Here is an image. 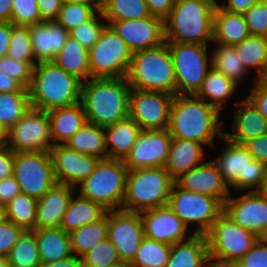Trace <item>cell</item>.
I'll return each mask as SVG.
<instances>
[{
  "label": "cell",
  "mask_w": 267,
  "mask_h": 267,
  "mask_svg": "<svg viewBox=\"0 0 267 267\" xmlns=\"http://www.w3.org/2000/svg\"><path fill=\"white\" fill-rule=\"evenodd\" d=\"M221 113L195 95H174L168 131L173 138L193 140L215 150V138L225 131Z\"/></svg>",
  "instance_id": "cell-1"
},
{
  "label": "cell",
  "mask_w": 267,
  "mask_h": 267,
  "mask_svg": "<svg viewBox=\"0 0 267 267\" xmlns=\"http://www.w3.org/2000/svg\"><path fill=\"white\" fill-rule=\"evenodd\" d=\"M131 87L126 77L89 78L81 84L80 102L86 121L100 127L128 116Z\"/></svg>",
  "instance_id": "cell-2"
},
{
  "label": "cell",
  "mask_w": 267,
  "mask_h": 267,
  "mask_svg": "<svg viewBox=\"0 0 267 267\" xmlns=\"http://www.w3.org/2000/svg\"><path fill=\"white\" fill-rule=\"evenodd\" d=\"M217 0H175L164 20L166 42L209 45L213 40V14Z\"/></svg>",
  "instance_id": "cell-3"
},
{
  "label": "cell",
  "mask_w": 267,
  "mask_h": 267,
  "mask_svg": "<svg viewBox=\"0 0 267 267\" xmlns=\"http://www.w3.org/2000/svg\"><path fill=\"white\" fill-rule=\"evenodd\" d=\"M82 81L53 61L34 66L28 88L31 107L48 112L80 102Z\"/></svg>",
  "instance_id": "cell-4"
},
{
  "label": "cell",
  "mask_w": 267,
  "mask_h": 267,
  "mask_svg": "<svg viewBox=\"0 0 267 267\" xmlns=\"http://www.w3.org/2000/svg\"><path fill=\"white\" fill-rule=\"evenodd\" d=\"M126 78L132 89L176 95L174 65L166 41L132 53Z\"/></svg>",
  "instance_id": "cell-5"
},
{
  "label": "cell",
  "mask_w": 267,
  "mask_h": 267,
  "mask_svg": "<svg viewBox=\"0 0 267 267\" xmlns=\"http://www.w3.org/2000/svg\"><path fill=\"white\" fill-rule=\"evenodd\" d=\"M174 183L164 167L128 170L121 210L141 213L167 205Z\"/></svg>",
  "instance_id": "cell-6"
},
{
  "label": "cell",
  "mask_w": 267,
  "mask_h": 267,
  "mask_svg": "<svg viewBox=\"0 0 267 267\" xmlns=\"http://www.w3.org/2000/svg\"><path fill=\"white\" fill-rule=\"evenodd\" d=\"M225 144L219 156L213 159L217 165L223 181L229 189L237 191H263L266 185L267 165L253 159L248 149L241 144L220 138Z\"/></svg>",
  "instance_id": "cell-7"
},
{
  "label": "cell",
  "mask_w": 267,
  "mask_h": 267,
  "mask_svg": "<svg viewBox=\"0 0 267 267\" xmlns=\"http://www.w3.org/2000/svg\"><path fill=\"white\" fill-rule=\"evenodd\" d=\"M127 173L123 160L102 159L94 172L75 187V191L107 211L120 210L125 197Z\"/></svg>",
  "instance_id": "cell-8"
},
{
  "label": "cell",
  "mask_w": 267,
  "mask_h": 267,
  "mask_svg": "<svg viewBox=\"0 0 267 267\" xmlns=\"http://www.w3.org/2000/svg\"><path fill=\"white\" fill-rule=\"evenodd\" d=\"M212 267H232L259 239L222 213L205 234Z\"/></svg>",
  "instance_id": "cell-9"
},
{
  "label": "cell",
  "mask_w": 267,
  "mask_h": 267,
  "mask_svg": "<svg viewBox=\"0 0 267 267\" xmlns=\"http://www.w3.org/2000/svg\"><path fill=\"white\" fill-rule=\"evenodd\" d=\"M166 43L174 65L176 95H195L212 67L209 45Z\"/></svg>",
  "instance_id": "cell-10"
},
{
  "label": "cell",
  "mask_w": 267,
  "mask_h": 267,
  "mask_svg": "<svg viewBox=\"0 0 267 267\" xmlns=\"http://www.w3.org/2000/svg\"><path fill=\"white\" fill-rule=\"evenodd\" d=\"M132 52L126 42L109 26L89 49L90 78L126 77Z\"/></svg>",
  "instance_id": "cell-11"
},
{
  "label": "cell",
  "mask_w": 267,
  "mask_h": 267,
  "mask_svg": "<svg viewBox=\"0 0 267 267\" xmlns=\"http://www.w3.org/2000/svg\"><path fill=\"white\" fill-rule=\"evenodd\" d=\"M167 205L188 228L195 225L193 234L205 235L223 213V204L217 198L186 191L175 183Z\"/></svg>",
  "instance_id": "cell-12"
},
{
  "label": "cell",
  "mask_w": 267,
  "mask_h": 267,
  "mask_svg": "<svg viewBox=\"0 0 267 267\" xmlns=\"http://www.w3.org/2000/svg\"><path fill=\"white\" fill-rule=\"evenodd\" d=\"M13 176L20 192L36 200L57 182L50 152H14Z\"/></svg>",
  "instance_id": "cell-13"
},
{
  "label": "cell",
  "mask_w": 267,
  "mask_h": 267,
  "mask_svg": "<svg viewBox=\"0 0 267 267\" xmlns=\"http://www.w3.org/2000/svg\"><path fill=\"white\" fill-rule=\"evenodd\" d=\"M6 145L13 152H50L53 141L47 112L30 107L6 132Z\"/></svg>",
  "instance_id": "cell-14"
},
{
  "label": "cell",
  "mask_w": 267,
  "mask_h": 267,
  "mask_svg": "<svg viewBox=\"0 0 267 267\" xmlns=\"http://www.w3.org/2000/svg\"><path fill=\"white\" fill-rule=\"evenodd\" d=\"M173 97L169 93L131 88L128 116L138 123L141 130L168 129Z\"/></svg>",
  "instance_id": "cell-15"
},
{
  "label": "cell",
  "mask_w": 267,
  "mask_h": 267,
  "mask_svg": "<svg viewBox=\"0 0 267 267\" xmlns=\"http://www.w3.org/2000/svg\"><path fill=\"white\" fill-rule=\"evenodd\" d=\"M144 236L140 213L121 209L108 211L107 237L116 247L122 263L132 262Z\"/></svg>",
  "instance_id": "cell-16"
},
{
  "label": "cell",
  "mask_w": 267,
  "mask_h": 267,
  "mask_svg": "<svg viewBox=\"0 0 267 267\" xmlns=\"http://www.w3.org/2000/svg\"><path fill=\"white\" fill-rule=\"evenodd\" d=\"M241 196H230L223 204V213L237 225L259 237L267 228V194L249 191Z\"/></svg>",
  "instance_id": "cell-17"
},
{
  "label": "cell",
  "mask_w": 267,
  "mask_h": 267,
  "mask_svg": "<svg viewBox=\"0 0 267 267\" xmlns=\"http://www.w3.org/2000/svg\"><path fill=\"white\" fill-rule=\"evenodd\" d=\"M172 136L168 129L141 130L135 144L123 160L128 170L164 167Z\"/></svg>",
  "instance_id": "cell-18"
},
{
  "label": "cell",
  "mask_w": 267,
  "mask_h": 267,
  "mask_svg": "<svg viewBox=\"0 0 267 267\" xmlns=\"http://www.w3.org/2000/svg\"><path fill=\"white\" fill-rule=\"evenodd\" d=\"M106 23L126 42L132 53L154 48L165 42L164 21L155 16Z\"/></svg>",
  "instance_id": "cell-19"
},
{
  "label": "cell",
  "mask_w": 267,
  "mask_h": 267,
  "mask_svg": "<svg viewBox=\"0 0 267 267\" xmlns=\"http://www.w3.org/2000/svg\"><path fill=\"white\" fill-rule=\"evenodd\" d=\"M50 154L56 181L74 188L94 172L101 160L94 156L78 153L64 144L53 145Z\"/></svg>",
  "instance_id": "cell-20"
},
{
  "label": "cell",
  "mask_w": 267,
  "mask_h": 267,
  "mask_svg": "<svg viewBox=\"0 0 267 267\" xmlns=\"http://www.w3.org/2000/svg\"><path fill=\"white\" fill-rule=\"evenodd\" d=\"M140 216L144 235L157 242L173 245L192 236L188 234V231L191 233V228H188L168 205L143 211Z\"/></svg>",
  "instance_id": "cell-21"
},
{
  "label": "cell",
  "mask_w": 267,
  "mask_h": 267,
  "mask_svg": "<svg viewBox=\"0 0 267 267\" xmlns=\"http://www.w3.org/2000/svg\"><path fill=\"white\" fill-rule=\"evenodd\" d=\"M174 182L186 191L217 198L222 204L230 196L231 190L223 181L222 175L212 159L181 174Z\"/></svg>",
  "instance_id": "cell-22"
},
{
  "label": "cell",
  "mask_w": 267,
  "mask_h": 267,
  "mask_svg": "<svg viewBox=\"0 0 267 267\" xmlns=\"http://www.w3.org/2000/svg\"><path fill=\"white\" fill-rule=\"evenodd\" d=\"M235 104L232 131L223 132L224 137L233 143L244 145L249 140L267 134V119L247 97Z\"/></svg>",
  "instance_id": "cell-23"
},
{
  "label": "cell",
  "mask_w": 267,
  "mask_h": 267,
  "mask_svg": "<svg viewBox=\"0 0 267 267\" xmlns=\"http://www.w3.org/2000/svg\"><path fill=\"white\" fill-rule=\"evenodd\" d=\"M28 27L37 63L53 61L69 37V31L56 21H43Z\"/></svg>",
  "instance_id": "cell-24"
},
{
  "label": "cell",
  "mask_w": 267,
  "mask_h": 267,
  "mask_svg": "<svg viewBox=\"0 0 267 267\" xmlns=\"http://www.w3.org/2000/svg\"><path fill=\"white\" fill-rule=\"evenodd\" d=\"M75 188L56 182L39 200L36 207L35 228L60 227Z\"/></svg>",
  "instance_id": "cell-25"
},
{
  "label": "cell",
  "mask_w": 267,
  "mask_h": 267,
  "mask_svg": "<svg viewBox=\"0 0 267 267\" xmlns=\"http://www.w3.org/2000/svg\"><path fill=\"white\" fill-rule=\"evenodd\" d=\"M204 147L203 144L193 140L172 137L164 168L175 180L181 174L206 161L207 157Z\"/></svg>",
  "instance_id": "cell-26"
},
{
  "label": "cell",
  "mask_w": 267,
  "mask_h": 267,
  "mask_svg": "<svg viewBox=\"0 0 267 267\" xmlns=\"http://www.w3.org/2000/svg\"><path fill=\"white\" fill-rule=\"evenodd\" d=\"M165 267H212L206 236L192 233L188 240L171 245Z\"/></svg>",
  "instance_id": "cell-27"
},
{
  "label": "cell",
  "mask_w": 267,
  "mask_h": 267,
  "mask_svg": "<svg viewBox=\"0 0 267 267\" xmlns=\"http://www.w3.org/2000/svg\"><path fill=\"white\" fill-rule=\"evenodd\" d=\"M140 132L138 123L129 116L104 127L107 159L124 160Z\"/></svg>",
  "instance_id": "cell-28"
},
{
  "label": "cell",
  "mask_w": 267,
  "mask_h": 267,
  "mask_svg": "<svg viewBox=\"0 0 267 267\" xmlns=\"http://www.w3.org/2000/svg\"><path fill=\"white\" fill-rule=\"evenodd\" d=\"M53 145L64 144L86 122L81 102L47 112Z\"/></svg>",
  "instance_id": "cell-29"
},
{
  "label": "cell",
  "mask_w": 267,
  "mask_h": 267,
  "mask_svg": "<svg viewBox=\"0 0 267 267\" xmlns=\"http://www.w3.org/2000/svg\"><path fill=\"white\" fill-rule=\"evenodd\" d=\"M250 33L243 14L231 13L216 5L213 14V40L212 43L222 45H235Z\"/></svg>",
  "instance_id": "cell-30"
},
{
  "label": "cell",
  "mask_w": 267,
  "mask_h": 267,
  "mask_svg": "<svg viewBox=\"0 0 267 267\" xmlns=\"http://www.w3.org/2000/svg\"><path fill=\"white\" fill-rule=\"evenodd\" d=\"M41 264L60 261L73 256L70 236L60 227L35 228Z\"/></svg>",
  "instance_id": "cell-31"
},
{
  "label": "cell",
  "mask_w": 267,
  "mask_h": 267,
  "mask_svg": "<svg viewBox=\"0 0 267 267\" xmlns=\"http://www.w3.org/2000/svg\"><path fill=\"white\" fill-rule=\"evenodd\" d=\"M238 87L234 81L211 67L195 96L222 112V109L225 108L224 104L230 99L232 100L239 90Z\"/></svg>",
  "instance_id": "cell-32"
},
{
  "label": "cell",
  "mask_w": 267,
  "mask_h": 267,
  "mask_svg": "<svg viewBox=\"0 0 267 267\" xmlns=\"http://www.w3.org/2000/svg\"><path fill=\"white\" fill-rule=\"evenodd\" d=\"M74 196L73 194L70 198L67 210L62 216L60 223V228L68 233L99 220L107 212V210L98 203H94L79 195H77V197Z\"/></svg>",
  "instance_id": "cell-33"
},
{
  "label": "cell",
  "mask_w": 267,
  "mask_h": 267,
  "mask_svg": "<svg viewBox=\"0 0 267 267\" xmlns=\"http://www.w3.org/2000/svg\"><path fill=\"white\" fill-rule=\"evenodd\" d=\"M53 62L82 82L90 78L89 50L70 35Z\"/></svg>",
  "instance_id": "cell-34"
},
{
  "label": "cell",
  "mask_w": 267,
  "mask_h": 267,
  "mask_svg": "<svg viewBox=\"0 0 267 267\" xmlns=\"http://www.w3.org/2000/svg\"><path fill=\"white\" fill-rule=\"evenodd\" d=\"M64 145L81 154L94 156L101 160L107 159L104 127L87 121Z\"/></svg>",
  "instance_id": "cell-35"
},
{
  "label": "cell",
  "mask_w": 267,
  "mask_h": 267,
  "mask_svg": "<svg viewBox=\"0 0 267 267\" xmlns=\"http://www.w3.org/2000/svg\"><path fill=\"white\" fill-rule=\"evenodd\" d=\"M212 67L240 86L249 72L240 60L233 45L216 44L211 51Z\"/></svg>",
  "instance_id": "cell-36"
},
{
  "label": "cell",
  "mask_w": 267,
  "mask_h": 267,
  "mask_svg": "<svg viewBox=\"0 0 267 267\" xmlns=\"http://www.w3.org/2000/svg\"><path fill=\"white\" fill-rule=\"evenodd\" d=\"M234 46L247 71L254 69L259 79L267 67V37L250 35Z\"/></svg>",
  "instance_id": "cell-37"
},
{
  "label": "cell",
  "mask_w": 267,
  "mask_h": 267,
  "mask_svg": "<svg viewBox=\"0 0 267 267\" xmlns=\"http://www.w3.org/2000/svg\"><path fill=\"white\" fill-rule=\"evenodd\" d=\"M108 211L99 220L75 229L69 233L73 255L81 257L96 243L107 238Z\"/></svg>",
  "instance_id": "cell-38"
},
{
  "label": "cell",
  "mask_w": 267,
  "mask_h": 267,
  "mask_svg": "<svg viewBox=\"0 0 267 267\" xmlns=\"http://www.w3.org/2000/svg\"><path fill=\"white\" fill-rule=\"evenodd\" d=\"M106 21L151 17L145 0H102L100 9Z\"/></svg>",
  "instance_id": "cell-39"
},
{
  "label": "cell",
  "mask_w": 267,
  "mask_h": 267,
  "mask_svg": "<svg viewBox=\"0 0 267 267\" xmlns=\"http://www.w3.org/2000/svg\"><path fill=\"white\" fill-rule=\"evenodd\" d=\"M30 107L28 92L0 93V126L7 132Z\"/></svg>",
  "instance_id": "cell-40"
},
{
  "label": "cell",
  "mask_w": 267,
  "mask_h": 267,
  "mask_svg": "<svg viewBox=\"0 0 267 267\" xmlns=\"http://www.w3.org/2000/svg\"><path fill=\"white\" fill-rule=\"evenodd\" d=\"M10 267H40L38 242L32 230H26L6 257Z\"/></svg>",
  "instance_id": "cell-41"
},
{
  "label": "cell",
  "mask_w": 267,
  "mask_h": 267,
  "mask_svg": "<svg viewBox=\"0 0 267 267\" xmlns=\"http://www.w3.org/2000/svg\"><path fill=\"white\" fill-rule=\"evenodd\" d=\"M171 245L143 237L135 258L128 267H165L170 258Z\"/></svg>",
  "instance_id": "cell-42"
},
{
  "label": "cell",
  "mask_w": 267,
  "mask_h": 267,
  "mask_svg": "<svg viewBox=\"0 0 267 267\" xmlns=\"http://www.w3.org/2000/svg\"><path fill=\"white\" fill-rule=\"evenodd\" d=\"M37 200L24 193H19L5 205L6 219L23 227L25 230L35 229Z\"/></svg>",
  "instance_id": "cell-43"
},
{
  "label": "cell",
  "mask_w": 267,
  "mask_h": 267,
  "mask_svg": "<svg viewBox=\"0 0 267 267\" xmlns=\"http://www.w3.org/2000/svg\"><path fill=\"white\" fill-rule=\"evenodd\" d=\"M82 267H110L127 265L120 260L117 249L108 237L96 243L81 257Z\"/></svg>",
  "instance_id": "cell-44"
},
{
  "label": "cell",
  "mask_w": 267,
  "mask_h": 267,
  "mask_svg": "<svg viewBox=\"0 0 267 267\" xmlns=\"http://www.w3.org/2000/svg\"><path fill=\"white\" fill-rule=\"evenodd\" d=\"M6 56L21 62H37L32 51L28 26L12 23V36Z\"/></svg>",
  "instance_id": "cell-45"
},
{
  "label": "cell",
  "mask_w": 267,
  "mask_h": 267,
  "mask_svg": "<svg viewBox=\"0 0 267 267\" xmlns=\"http://www.w3.org/2000/svg\"><path fill=\"white\" fill-rule=\"evenodd\" d=\"M97 12L98 10L93 5L84 3H63L58 18L55 21L67 31H70L79 24L90 20Z\"/></svg>",
  "instance_id": "cell-46"
},
{
  "label": "cell",
  "mask_w": 267,
  "mask_h": 267,
  "mask_svg": "<svg viewBox=\"0 0 267 267\" xmlns=\"http://www.w3.org/2000/svg\"><path fill=\"white\" fill-rule=\"evenodd\" d=\"M104 21L106 20L99 10L90 20L71 29L69 35L89 50L98 41L101 31L107 25Z\"/></svg>",
  "instance_id": "cell-47"
},
{
  "label": "cell",
  "mask_w": 267,
  "mask_h": 267,
  "mask_svg": "<svg viewBox=\"0 0 267 267\" xmlns=\"http://www.w3.org/2000/svg\"><path fill=\"white\" fill-rule=\"evenodd\" d=\"M42 22L36 0H13L11 23L18 26H32Z\"/></svg>",
  "instance_id": "cell-48"
},
{
  "label": "cell",
  "mask_w": 267,
  "mask_h": 267,
  "mask_svg": "<svg viewBox=\"0 0 267 267\" xmlns=\"http://www.w3.org/2000/svg\"><path fill=\"white\" fill-rule=\"evenodd\" d=\"M37 62H21L7 56L0 58V71L8 74L18 81L24 88L28 89L33 76L34 66Z\"/></svg>",
  "instance_id": "cell-49"
},
{
  "label": "cell",
  "mask_w": 267,
  "mask_h": 267,
  "mask_svg": "<svg viewBox=\"0 0 267 267\" xmlns=\"http://www.w3.org/2000/svg\"><path fill=\"white\" fill-rule=\"evenodd\" d=\"M243 16L250 35L267 37V0H260Z\"/></svg>",
  "instance_id": "cell-50"
},
{
  "label": "cell",
  "mask_w": 267,
  "mask_h": 267,
  "mask_svg": "<svg viewBox=\"0 0 267 267\" xmlns=\"http://www.w3.org/2000/svg\"><path fill=\"white\" fill-rule=\"evenodd\" d=\"M26 230L6 220L0 224V257H7L12 247Z\"/></svg>",
  "instance_id": "cell-51"
},
{
  "label": "cell",
  "mask_w": 267,
  "mask_h": 267,
  "mask_svg": "<svg viewBox=\"0 0 267 267\" xmlns=\"http://www.w3.org/2000/svg\"><path fill=\"white\" fill-rule=\"evenodd\" d=\"M232 267H267V245L258 239Z\"/></svg>",
  "instance_id": "cell-52"
},
{
  "label": "cell",
  "mask_w": 267,
  "mask_h": 267,
  "mask_svg": "<svg viewBox=\"0 0 267 267\" xmlns=\"http://www.w3.org/2000/svg\"><path fill=\"white\" fill-rule=\"evenodd\" d=\"M253 87L251 93L246 96L259 112L267 119V86L259 79H252Z\"/></svg>",
  "instance_id": "cell-53"
},
{
  "label": "cell",
  "mask_w": 267,
  "mask_h": 267,
  "mask_svg": "<svg viewBox=\"0 0 267 267\" xmlns=\"http://www.w3.org/2000/svg\"><path fill=\"white\" fill-rule=\"evenodd\" d=\"M253 159L261 161L267 165V134L249 140L244 144Z\"/></svg>",
  "instance_id": "cell-54"
},
{
  "label": "cell",
  "mask_w": 267,
  "mask_h": 267,
  "mask_svg": "<svg viewBox=\"0 0 267 267\" xmlns=\"http://www.w3.org/2000/svg\"><path fill=\"white\" fill-rule=\"evenodd\" d=\"M20 193L19 184L14 176L0 180V205L5 206Z\"/></svg>",
  "instance_id": "cell-55"
},
{
  "label": "cell",
  "mask_w": 267,
  "mask_h": 267,
  "mask_svg": "<svg viewBox=\"0 0 267 267\" xmlns=\"http://www.w3.org/2000/svg\"><path fill=\"white\" fill-rule=\"evenodd\" d=\"M43 21H55L61 10L62 0H36Z\"/></svg>",
  "instance_id": "cell-56"
},
{
  "label": "cell",
  "mask_w": 267,
  "mask_h": 267,
  "mask_svg": "<svg viewBox=\"0 0 267 267\" xmlns=\"http://www.w3.org/2000/svg\"><path fill=\"white\" fill-rule=\"evenodd\" d=\"M150 14L158 17L161 20H165L174 7L175 0H145Z\"/></svg>",
  "instance_id": "cell-57"
},
{
  "label": "cell",
  "mask_w": 267,
  "mask_h": 267,
  "mask_svg": "<svg viewBox=\"0 0 267 267\" xmlns=\"http://www.w3.org/2000/svg\"><path fill=\"white\" fill-rule=\"evenodd\" d=\"M14 152L7 146L0 147V180L13 176Z\"/></svg>",
  "instance_id": "cell-58"
},
{
  "label": "cell",
  "mask_w": 267,
  "mask_h": 267,
  "mask_svg": "<svg viewBox=\"0 0 267 267\" xmlns=\"http://www.w3.org/2000/svg\"><path fill=\"white\" fill-rule=\"evenodd\" d=\"M226 1L224 2L222 1V3L217 2V5L221 9H224L225 11L237 14H244L247 10H249L260 0H226Z\"/></svg>",
  "instance_id": "cell-59"
},
{
  "label": "cell",
  "mask_w": 267,
  "mask_h": 267,
  "mask_svg": "<svg viewBox=\"0 0 267 267\" xmlns=\"http://www.w3.org/2000/svg\"><path fill=\"white\" fill-rule=\"evenodd\" d=\"M5 92H28L18 81L8 74L0 71V93Z\"/></svg>",
  "instance_id": "cell-60"
},
{
  "label": "cell",
  "mask_w": 267,
  "mask_h": 267,
  "mask_svg": "<svg viewBox=\"0 0 267 267\" xmlns=\"http://www.w3.org/2000/svg\"><path fill=\"white\" fill-rule=\"evenodd\" d=\"M12 36V23L0 22V58L6 56Z\"/></svg>",
  "instance_id": "cell-61"
},
{
  "label": "cell",
  "mask_w": 267,
  "mask_h": 267,
  "mask_svg": "<svg viewBox=\"0 0 267 267\" xmlns=\"http://www.w3.org/2000/svg\"><path fill=\"white\" fill-rule=\"evenodd\" d=\"M40 267H82V262L80 257L73 255L60 261L41 264Z\"/></svg>",
  "instance_id": "cell-62"
},
{
  "label": "cell",
  "mask_w": 267,
  "mask_h": 267,
  "mask_svg": "<svg viewBox=\"0 0 267 267\" xmlns=\"http://www.w3.org/2000/svg\"><path fill=\"white\" fill-rule=\"evenodd\" d=\"M13 0H0V22H11Z\"/></svg>",
  "instance_id": "cell-63"
},
{
  "label": "cell",
  "mask_w": 267,
  "mask_h": 267,
  "mask_svg": "<svg viewBox=\"0 0 267 267\" xmlns=\"http://www.w3.org/2000/svg\"><path fill=\"white\" fill-rule=\"evenodd\" d=\"M63 3H84L93 5L98 11L101 9L102 0H62Z\"/></svg>",
  "instance_id": "cell-64"
},
{
  "label": "cell",
  "mask_w": 267,
  "mask_h": 267,
  "mask_svg": "<svg viewBox=\"0 0 267 267\" xmlns=\"http://www.w3.org/2000/svg\"><path fill=\"white\" fill-rule=\"evenodd\" d=\"M6 145V131L0 126V147Z\"/></svg>",
  "instance_id": "cell-65"
},
{
  "label": "cell",
  "mask_w": 267,
  "mask_h": 267,
  "mask_svg": "<svg viewBox=\"0 0 267 267\" xmlns=\"http://www.w3.org/2000/svg\"><path fill=\"white\" fill-rule=\"evenodd\" d=\"M6 220V208L5 206L0 205V224Z\"/></svg>",
  "instance_id": "cell-66"
},
{
  "label": "cell",
  "mask_w": 267,
  "mask_h": 267,
  "mask_svg": "<svg viewBox=\"0 0 267 267\" xmlns=\"http://www.w3.org/2000/svg\"><path fill=\"white\" fill-rule=\"evenodd\" d=\"M258 238L263 244L267 245V228Z\"/></svg>",
  "instance_id": "cell-67"
},
{
  "label": "cell",
  "mask_w": 267,
  "mask_h": 267,
  "mask_svg": "<svg viewBox=\"0 0 267 267\" xmlns=\"http://www.w3.org/2000/svg\"><path fill=\"white\" fill-rule=\"evenodd\" d=\"M0 267H10L6 257H0Z\"/></svg>",
  "instance_id": "cell-68"
},
{
  "label": "cell",
  "mask_w": 267,
  "mask_h": 267,
  "mask_svg": "<svg viewBox=\"0 0 267 267\" xmlns=\"http://www.w3.org/2000/svg\"><path fill=\"white\" fill-rule=\"evenodd\" d=\"M259 80L267 86V67Z\"/></svg>",
  "instance_id": "cell-69"
},
{
  "label": "cell",
  "mask_w": 267,
  "mask_h": 267,
  "mask_svg": "<svg viewBox=\"0 0 267 267\" xmlns=\"http://www.w3.org/2000/svg\"><path fill=\"white\" fill-rule=\"evenodd\" d=\"M110 267H128V265H117V266H110Z\"/></svg>",
  "instance_id": "cell-70"
},
{
  "label": "cell",
  "mask_w": 267,
  "mask_h": 267,
  "mask_svg": "<svg viewBox=\"0 0 267 267\" xmlns=\"http://www.w3.org/2000/svg\"><path fill=\"white\" fill-rule=\"evenodd\" d=\"M266 194H267V178H266V185H265V189L263 190Z\"/></svg>",
  "instance_id": "cell-71"
}]
</instances>
